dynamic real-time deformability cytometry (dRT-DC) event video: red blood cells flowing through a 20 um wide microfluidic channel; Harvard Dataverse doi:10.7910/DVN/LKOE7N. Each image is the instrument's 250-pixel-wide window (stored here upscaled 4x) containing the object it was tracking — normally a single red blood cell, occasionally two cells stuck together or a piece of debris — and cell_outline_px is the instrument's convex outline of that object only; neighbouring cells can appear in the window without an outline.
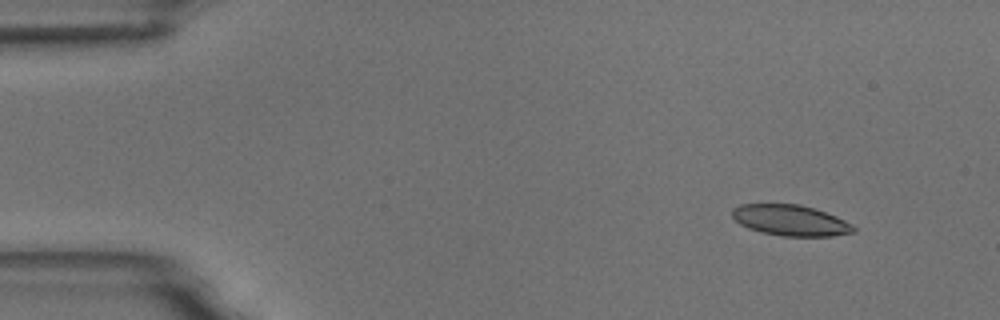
{"species": "common noctule bat (a hibernating species)", "species_latin": "Nyctalus noctula", "temperature_condition": "room temperature", "stored_images_in_passage": 5, "camera_frame_rate_fps": 3000, "um_per_image_px": 0.085, "animal": {"sex": "male", "body_mass_g": 18.8}, "frame": {"image": 1, "passage_image": 2, "time_ms": 1.0, "image_size_px": [1000, 320], "cell_outline_px": [[856, 232], [832, 236], [784, 236], [764, 232], [748, 228], [740, 224], [732, 216], [732, 208], [740, 204], [800, 204], [836, 216], [852, 224], [856, 228]], "centroid_in_image_um": [67.2, 18.72], "position_along_channel_um": 17.8, "area_um2": 21.68}}
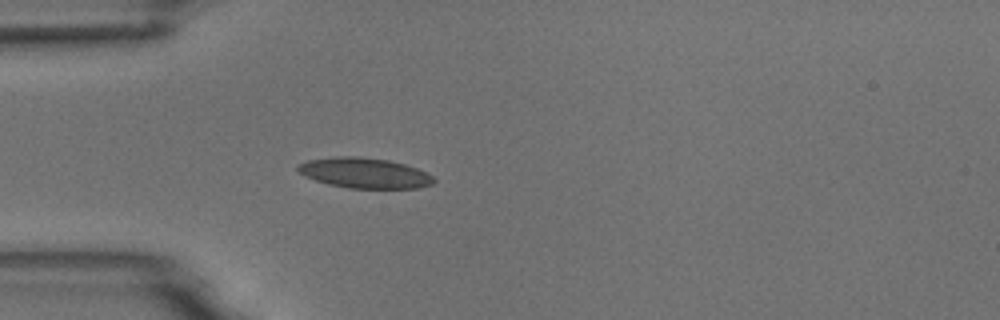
{"frame": {"image": 2, "passage_image": 5, "time_ms": 4.333, "image_size_px": [1000, 320], "cell_outline_px": [[436, 180], [432, 184], [420, 188], [348, 188], [328, 184], [304, 176], [296, 168], [300, 164], [308, 160], [336, 156], [356, 156], [388, 160], [404, 164], [416, 168], [432, 176]], "centroid_in_image_um": [30.98, 14.71], "position_along_channel_um": 54.0, "area_um2": 23.87}}